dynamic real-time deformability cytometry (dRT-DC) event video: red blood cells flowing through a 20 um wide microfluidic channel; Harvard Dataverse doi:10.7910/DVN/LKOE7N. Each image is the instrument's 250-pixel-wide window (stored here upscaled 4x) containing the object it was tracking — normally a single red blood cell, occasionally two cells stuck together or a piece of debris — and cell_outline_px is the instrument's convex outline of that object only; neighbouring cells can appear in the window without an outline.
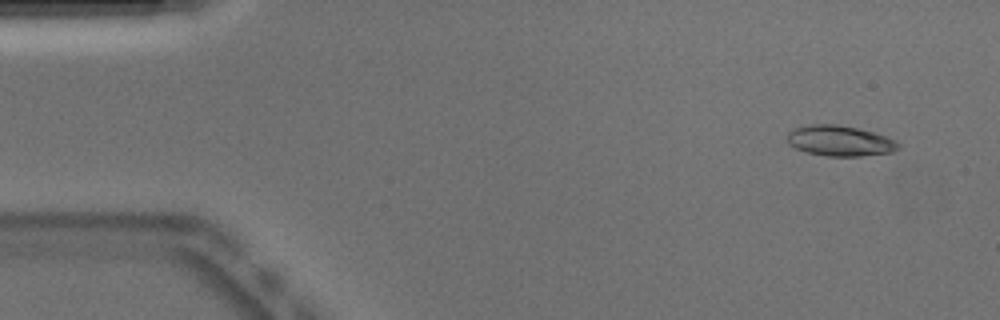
{"species": "Egyptian fruit bat (a non-hibernating species)", "species_latin": "Rousettus aegyptiacus", "temperature_condition": "warm", "stored_images_in_passage": 52, "camera_frame_rate_fps": 3000, "um_per_image_px": 0.085, "animal": {"sex": "male"}, "frame": {"image": 1, "passage_image": 4, "time_ms": 1.0, "image_size_px": [1000, 320], "cell_outline_px": [[900, 148], [892, 152], [860, 156], [828, 156], [808, 152], [796, 148], [788, 144], [788, 132], [796, 128], [808, 124], [836, 124], [856, 128], [872, 132], [896, 140], [900, 144]], "centroid_in_image_um": [71.4, 11.97], "position_along_channel_um": 13.6, "area_um2": 19.59}}
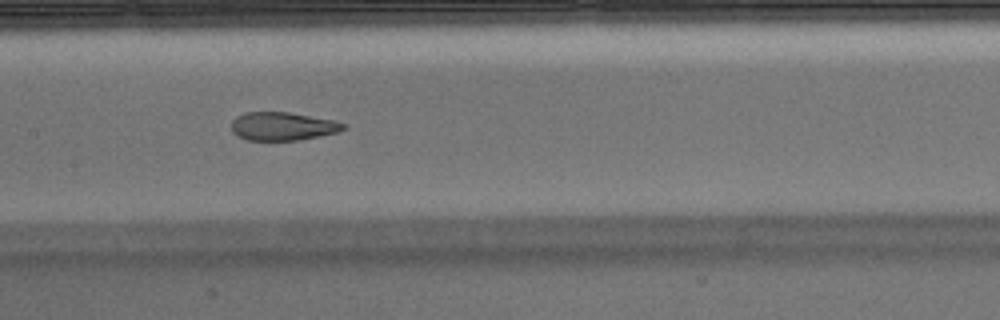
{"frame": {"image": 2, "passage_image": 25, "time_ms": 8.0, "image_size_px": [1000, 320], "cell_outline_px": [[348, 128], [340, 132], [296, 140], [248, 140], [236, 136], [232, 132], [232, 120], [236, 116], [244, 112], [288, 112], [332, 120], [348, 124]], "centroid_in_image_um": [24.03, 10.73], "position_along_channel_um": 183.4, "area_um2": 18.55}}
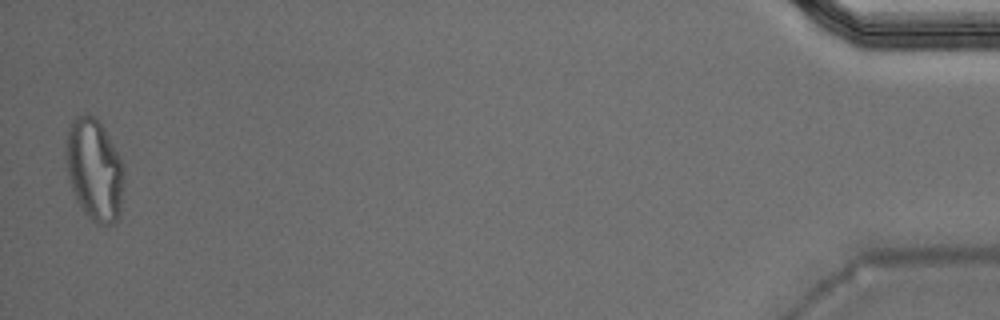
{"frame": {"image": 3, "passage_image": 51, "time_ms": 16.667, "image_size_px": [1000, 320], "cell_outline_px": [[124, 176], [120, 216], [112, 224], [96, 224], [80, 208], [72, 192], [68, 176], [64, 152], [68, 128], [72, 120], [76, 116], [84, 112], [88, 112], [100, 124], [108, 136], [124, 168]], "centroid_in_image_um": [7.99, 14.44], "position_along_channel_um": 427.2, "area_um2": 34.68}, "authors_computed_cell_mechanics": {"area_um2": 20.2011, "velocity_mm_per_s": 3.8914, "shape_relaxation_time_tau1_ms": 11.0989, "shape_relaxation_time_tau2_ms": 1.1813, "deformation_change_tau1": 0.3654, "deformation_change_tau2": 0.0832}}